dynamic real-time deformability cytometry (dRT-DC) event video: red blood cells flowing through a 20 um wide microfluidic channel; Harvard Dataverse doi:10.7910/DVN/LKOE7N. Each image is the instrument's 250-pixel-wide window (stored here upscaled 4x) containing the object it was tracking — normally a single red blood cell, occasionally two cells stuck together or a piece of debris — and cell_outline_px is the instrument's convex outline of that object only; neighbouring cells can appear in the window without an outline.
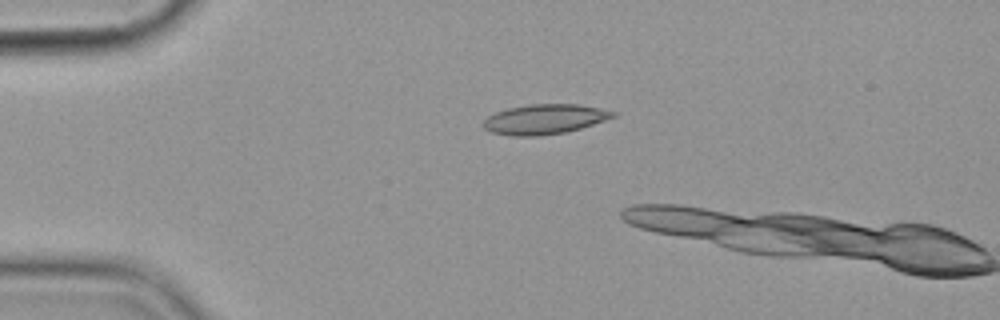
{"species": "common noctule bat (a hibernating species)", "species_latin": "Nyctalus noctula", "temperature_condition": "cold", "stored_images_in_passage": 5, "camera_frame_rate_fps": 3000, "um_per_image_px": 0.085, "animal": {"sex": "female", "body_mass_g": 19.9}, "frame": {"image": 1, "passage_image": 4, "time_ms": 3.333, "image_size_px": [1000, 320], "cell_outline_px": [[620, 112], [616, 116], [580, 128], [564, 132], [540, 136], [512, 136], [492, 132], [484, 128], [484, 120], [488, 116], [496, 112], [508, 108], [528, 104], [580, 104]], "centroid_in_image_um": [46.31, 10.12], "position_along_channel_um": 38.7, "area_um2": 22.54}}